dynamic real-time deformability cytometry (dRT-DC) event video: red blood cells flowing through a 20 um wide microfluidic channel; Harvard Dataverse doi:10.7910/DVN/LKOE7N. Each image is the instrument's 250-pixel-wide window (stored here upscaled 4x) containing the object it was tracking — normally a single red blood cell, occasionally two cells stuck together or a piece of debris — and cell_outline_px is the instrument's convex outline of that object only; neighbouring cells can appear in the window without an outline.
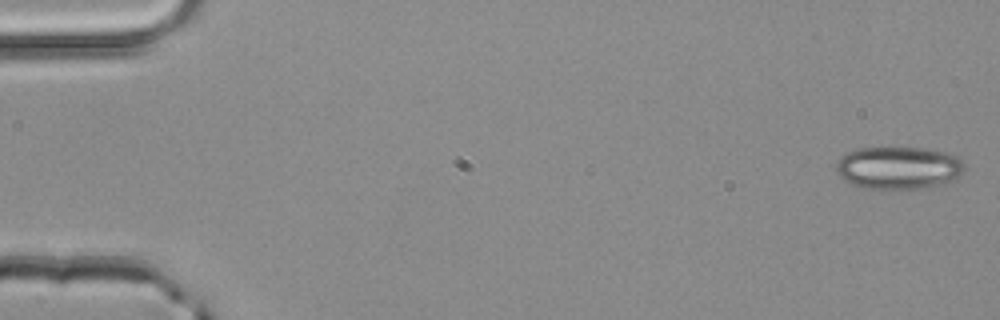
{"species": "common noctule bat (a hibernating species)", "species_latin": "Nyctalus noctula", "temperature_condition": "room temperature", "stored_images_in_passage": 4, "camera_frame_rate_fps": 3000, "um_per_image_px": 0.085, "animal": {"sex": "male", "body_mass_g": 20.4}, "frame": {"image": 1, "passage_image": 1, "time_ms": 0.0, "image_size_px": [1000, 320], "cell_outline_px": [[964, 168], [956, 180], [944, 184], [924, 188], [860, 188], [848, 184], [836, 172], [836, 164], [848, 152], [856, 148], [924, 148], [944, 152], [956, 156], [964, 164]], "centroid_in_image_um": [76.37, 14.28], "position_along_channel_um": 8.6, "area_um2": 31.85}}